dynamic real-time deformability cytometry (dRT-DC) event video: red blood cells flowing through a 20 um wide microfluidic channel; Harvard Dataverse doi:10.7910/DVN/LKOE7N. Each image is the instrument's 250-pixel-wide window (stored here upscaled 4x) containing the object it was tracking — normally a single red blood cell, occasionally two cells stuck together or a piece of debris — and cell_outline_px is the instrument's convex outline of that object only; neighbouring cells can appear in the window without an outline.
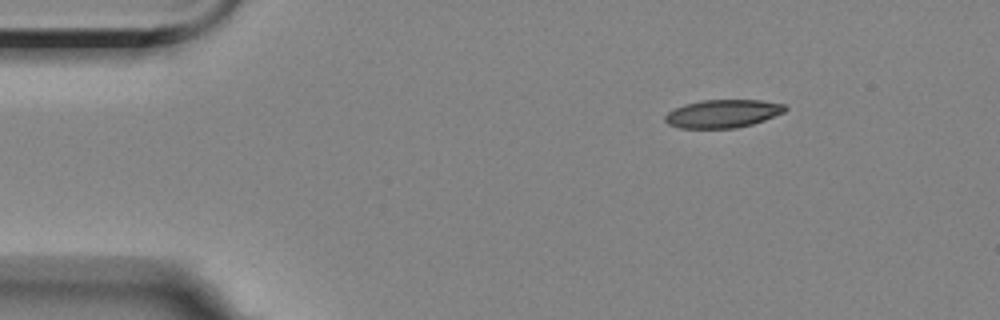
{"species": "Egyptian fruit bat (a non-hibernating species)", "species_latin": "Rousettus aegyptiacus", "temperature_condition": "room temperature", "stored_images_in_passage": 5, "camera_frame_rate_fps": 3000, "um_per_image_px": 0.085, "animal": {"sex": "female"}, "frame": {"image": 1, "passage_image": 5, "time_ms": 6.0, "image_size_px": [1000, 320], "cell_outline_px": [[788, 108], [784, 112], [764, 120], [752, 124], [736, 128], [680, 128], [668, 124], [664, 120], [664, 116], [668, 112], [684, 104], [704, 100], [760, 100], [784, 104]], "centroid_in_image_um": [61.43, 9.66], "position_along_channel_um": 23.6, "area_um2": 19.59}}